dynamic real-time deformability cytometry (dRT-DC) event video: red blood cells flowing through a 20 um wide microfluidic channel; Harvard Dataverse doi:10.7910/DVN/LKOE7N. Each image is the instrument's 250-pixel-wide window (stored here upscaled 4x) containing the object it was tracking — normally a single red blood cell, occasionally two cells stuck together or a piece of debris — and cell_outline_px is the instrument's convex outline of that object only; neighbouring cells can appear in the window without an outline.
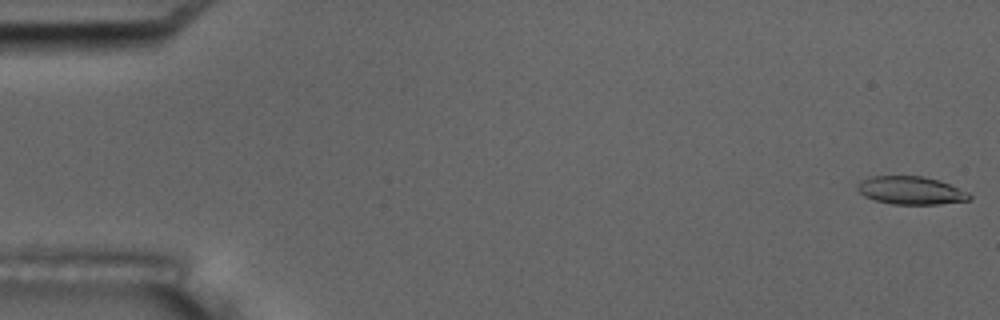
{"species": "common noctule bat (a hibernating species)", "species_latin": "Nyctalus noctula", "temperature_condition": "room temperature", "stored_images_in_passage": 7, "camera_frame_rate_fps": 3000, "um_per_image_px": 0.085, "animal": {"sex": "male", "body_mass_g": 17.5, "forearm_length_mm": 52.3}, "frame": {"image": 1, "passage_image": 1, "time_ms": 0.0, "image_size_px": [1000, 320], "cell_outline_px": [[972, 196], [968, 200], [940, 204], [892, 204], [876, 200], [864, 196], [856, 188], [856, 184], [860, 180], [872, 176], [924, 176], [940, 180], [968, 192]], "centroid_in_image_um": [77.41, 16.18], "position_along_channel_um": 7.6, "area_um2": 18.32}}